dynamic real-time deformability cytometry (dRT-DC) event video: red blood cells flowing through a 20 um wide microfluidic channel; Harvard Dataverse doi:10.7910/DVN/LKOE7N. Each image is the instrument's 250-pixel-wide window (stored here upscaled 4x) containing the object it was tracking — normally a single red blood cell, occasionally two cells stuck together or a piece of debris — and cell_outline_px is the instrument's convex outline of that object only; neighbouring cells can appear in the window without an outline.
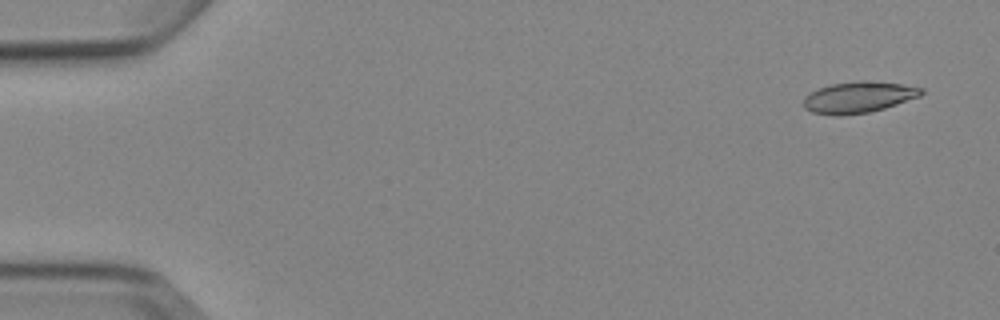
{"species": "Egyptian fruit bat (a non-hibernating species)", "species_latin": "Rousettus aegyptiacus", "temperature_condition": "cold", "stored_images_in_passage": 5, "camera_frame_rate_fps": 3000, "um_per_image_px": 0.085, "animal": {"sex": "female"}, "frame": {"image": 1, "passage_image": 1, "time_ms": 0.0, "image_size_px": [1000, 320], "cell_outline_px": [[924, 92], [920, 96], [884, 108], [868, 112], [840, 116], [812, 112], [804, 108], [804, 96], [820, 88], [832, 84], [860, 80], [864, 80], [904, 84], [924, 88]], "centroid_in_image_um": [72.99, 8.26], "position_along_channel_um": 12.0, "area_um2": 21.33}}
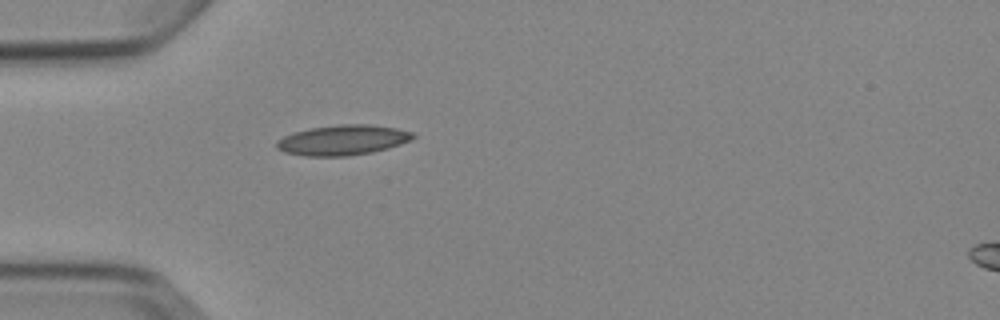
{"frame": {"image": 2, "passage_image": 4, "time_ms": 4.333, "image_size_px": [1000, 320], "cell_outline_px": [[416, 136], [412, 140], [388, 148], [372, 152], [348, 156], [304, 156], [284, 152], [276, 148], [276, 140], [292, 132], [312, 128], [336, 124], [368, 124], [396, 128], [412, 132]], "centroid_in_image_um": [29.12, 11.9], "position_along_channel_um": 55.9, "area_um2": 24.1}}